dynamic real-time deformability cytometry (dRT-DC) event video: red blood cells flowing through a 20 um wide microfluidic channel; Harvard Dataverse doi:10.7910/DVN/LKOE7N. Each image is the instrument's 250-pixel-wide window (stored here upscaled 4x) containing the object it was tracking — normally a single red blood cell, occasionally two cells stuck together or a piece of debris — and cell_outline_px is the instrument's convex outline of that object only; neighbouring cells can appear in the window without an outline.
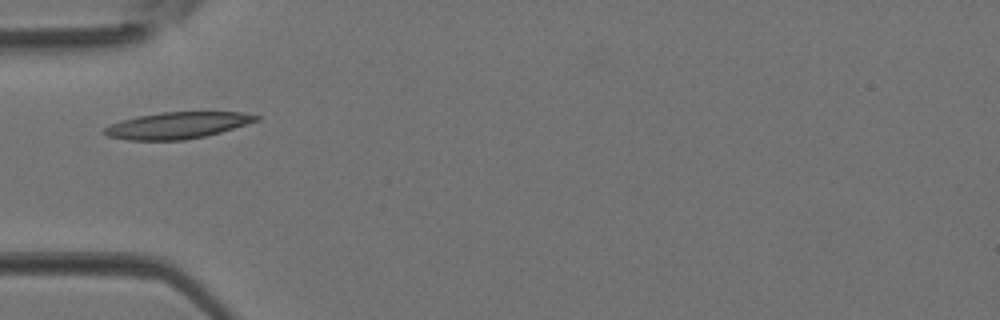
{"species": "Egyptian fruit bat (a non-hibernating species)", "species_latin": "Rousettus aegyptiacus", "temperature_condition": "room temperature", "stored_images_in_passage": 3, "camera_frame_rate_fps": 3000, "um_per_image_px": 0.085, "animal": {"sex": "female"}, "frame": {"image": 1, "passage_image": 3, "time_ms": 0.667, "image_size_px": [1000, 320], "cell_outline_px": [[260, 120], [220, 132], [204, 136], [184, 140], [128, 140], [108, 136], [100, 132], [104, 128], [120, 120], [160, 112], [240, 112], [260, 116]], "centroid_in_image_um": [15.05, 10.66], "position_along_channel_um": 69.9, "area_um2": 23.35}}